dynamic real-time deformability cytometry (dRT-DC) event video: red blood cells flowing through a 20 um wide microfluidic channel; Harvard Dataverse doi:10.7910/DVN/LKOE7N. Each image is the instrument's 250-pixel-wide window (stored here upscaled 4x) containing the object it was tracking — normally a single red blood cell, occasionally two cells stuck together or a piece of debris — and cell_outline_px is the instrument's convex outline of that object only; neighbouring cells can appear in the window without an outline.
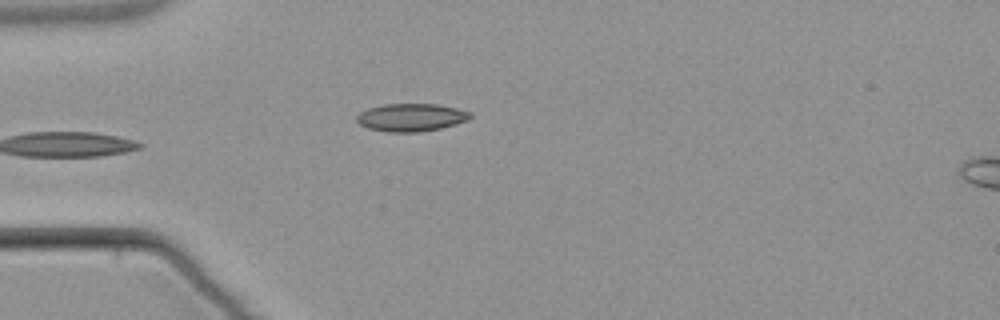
{"species": "common noctule bat (a hibernating species)", "species_latin": "Nyctalus noctula", "temperature_condition": "warm", "stored_images_in_passage": 5, "camera_frame_rate_fps": 3000, "um_per_image_px": 0.085, "animal": {"sex": "male", "body_mass_g": 21.5, "forearm_length_mm": 52.0}, "frame": {"image": 1, "passage_image": 4, "time_ms": 5.0, "image_size_px": [1000, 320], "cell_outline_px": [[472, 116], [468, 120], [456, 124], [440, 128], [416, 132], [388, 132], [368, 128], [360, 124], [356, 120], [356, 116], [360, 112], [368, 108], [384, 104], [436, 104], [456, 108], [472, 112]], "centroid_in_image_um": [34.95, 9.97], "position_along_channel_um": 50.1, "area_um2": 18.38}}